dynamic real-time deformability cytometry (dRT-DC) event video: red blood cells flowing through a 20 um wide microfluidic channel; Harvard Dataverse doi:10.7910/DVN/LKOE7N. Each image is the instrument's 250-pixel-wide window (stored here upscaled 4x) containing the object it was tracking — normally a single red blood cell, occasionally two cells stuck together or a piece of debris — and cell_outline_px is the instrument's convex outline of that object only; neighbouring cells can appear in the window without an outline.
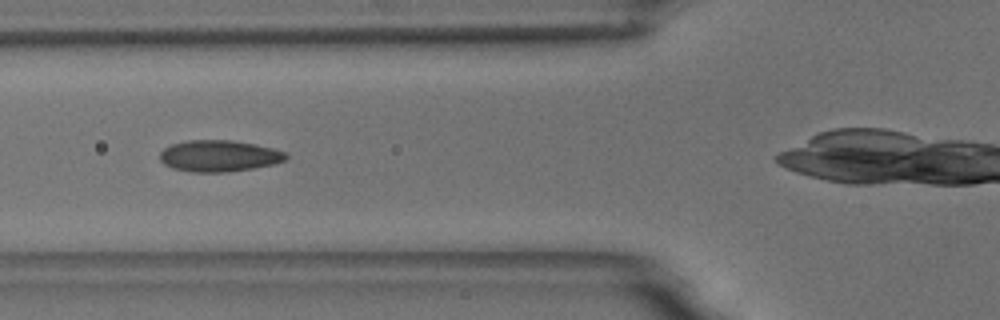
{"species": "common noctule bat (a hibernating species)", "species_latin": "Nyctalus noctula", "temperature_condition": "room temperature", "stored_images_in_passage": 36, "camera_frame_rate_fps": 3000, "um_per_image_px": 0.085, "animal": {"sex": "male", "body_mass_g": 18.8}, "frame": {"image": 1, "passage_image": 11, "time_ms": 3.333, "image_size_px": [1000, 320], "cell_outline_px": [[288, 156], [284, 160], [276, 164], [252, 168], [224, 172], [192, 172], [172, 168], [164, 164], [160, 160], [160, 152], [164, 148], [172, 144], [188, 140], [232, 140], [256, 144], [272, 148], [284, 152]], "centroid_in_image_um": [18.6, 13.25], "position_along_channel_um": 107.2, "area_um2": 23.06}}
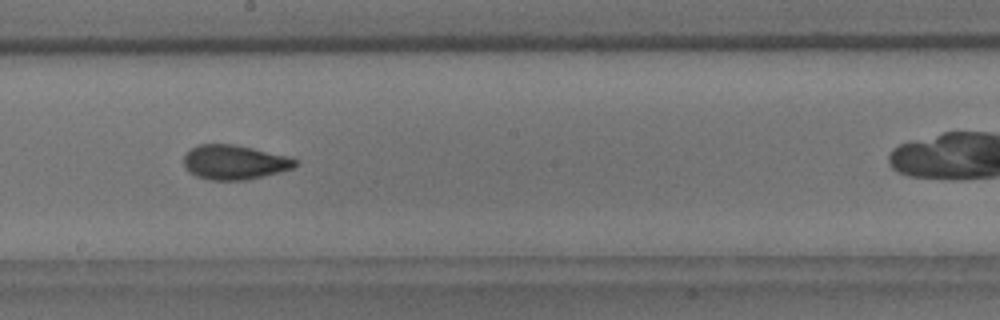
{"frame": {"image": 2, "passage_image": 21, "time_ms": 6.667, "image_size_px": [1000, 320], "cell_outline_px": [[300, 164], [292, 168], [280, 172], [248, 180], [212, 180], [196, 176], [188, 172], [184, 164], [184, 156], [196, 144], [232, 144], [252, 148], [288, 156], [296, 160]], "centroid_in_image_um": [19.93, 13.8], "position_along_channel_um": 228.3, "area_um2": 22.43}}